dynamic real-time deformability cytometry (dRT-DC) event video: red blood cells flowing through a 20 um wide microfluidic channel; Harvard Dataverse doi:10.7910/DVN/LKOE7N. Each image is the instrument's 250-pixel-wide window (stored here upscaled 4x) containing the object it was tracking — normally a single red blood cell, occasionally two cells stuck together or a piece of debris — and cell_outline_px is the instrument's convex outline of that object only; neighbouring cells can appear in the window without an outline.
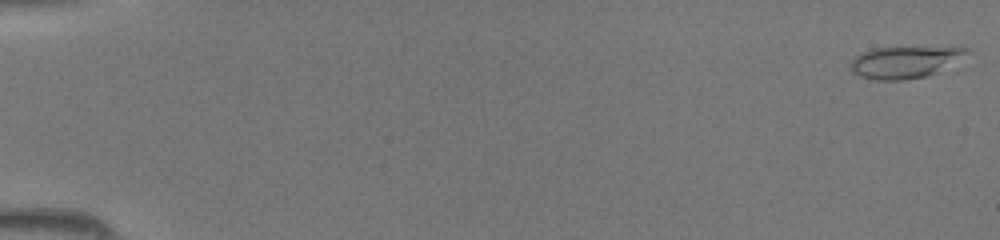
{"species": "common noctule bat (a hibernating species)", "species_latin": "Nyctalus noctula", "temperature_condition": "room temperature", "stored_images_in_passage": 44, "camera_frame_rate_fps": 3000, "um_per_image_px": 0.085, "animal": {"sex": "female", "body_mass_g": 19.5, "forearm_length_mm": 54.1}, "frame": {"image": 1, "passage_image": 1, "time_ms": 0.0, "image_size_px": [1000, 240], "cell_outline_px": [[968, 52], [936, 72], [928, 76], [904, 80], [876, 80], [860, 76], [852, 72], [848, 68], [848, 64], [860, 52], [872, 48], [968, 48]], "centroid_in_image_um": [76.74, 5.3], "position_along_channel_um": 8.3, "area_um2": 20.98}}
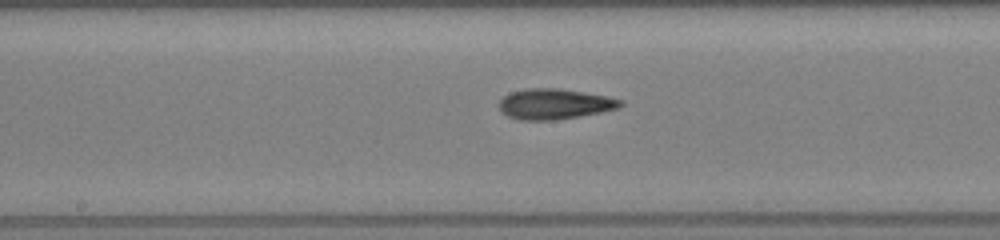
{"frame": {"image": 2, "passage_image": 24, "time_ms": 7.667, "image_size_px": [1000, 240], "cell_outline_px": [[624, 104], [620, 108], [580, 116], [556, 120], [520, 120], [508, 116], [500, 112], [500, 100], [504, 96], [512, 92], [528, 88], [560, 88], [608, 96], [624, 100]], "centroid_in_image_um": [47.17, 8.84], "position_along_channel_um": 201.0, "area_um2": 21.68}}
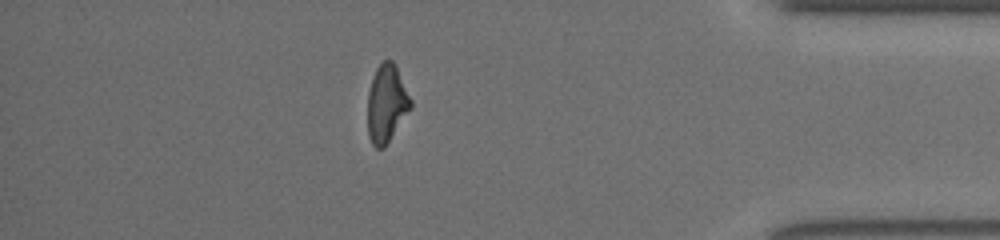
{"frame": {"image": 3, "passage_image": 39, "time_ms": 12.667, "image_size_px": [1000, 240], "cell_outline_px": [[412, 108], [384, 148], [376, 148], [372, 144], [368, 136], [368, 92], [376, 68], [384, 60], [392, 60], [412, 100]], "centroid_in_image_um": [32.86, 8.84], "position_along_channel_um": 402.3, "area_um2": 19.36}}